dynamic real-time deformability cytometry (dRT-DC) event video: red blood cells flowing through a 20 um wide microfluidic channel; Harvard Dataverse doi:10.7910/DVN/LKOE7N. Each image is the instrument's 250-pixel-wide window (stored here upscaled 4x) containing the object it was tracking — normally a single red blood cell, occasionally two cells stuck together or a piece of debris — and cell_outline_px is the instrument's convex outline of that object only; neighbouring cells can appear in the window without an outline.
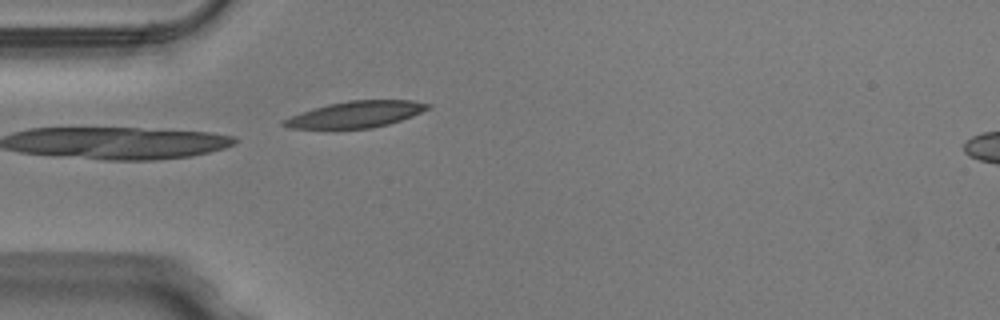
{"species": "Egyptian fruit bat (a non-hibernating species)", "species_latin": "Rousettus aegyptiacus", "temperature_condition": "warm", "stored_images_in_passage": 23, "camera_frame_rate_fps": 3000, "um_per_image_px": 0.085, "animal": {"sex": "male"}, "frame": {"image": 1, "passage_image": 1, "time_ms": 0.0, "image_size_px": [1000, 320], "cell_outline_px": [[432, 108], [412, 116], [388, 124], [372, 128], [288, 128], [280, 124], [284, 120], [292, 116], [328, 104], [348, 100], [412, 100], [432, 104]], "centroid_in_image_um": [30.33, 9.71], "position_along_channel_um": 54.7, "area_um2": 21.85}}